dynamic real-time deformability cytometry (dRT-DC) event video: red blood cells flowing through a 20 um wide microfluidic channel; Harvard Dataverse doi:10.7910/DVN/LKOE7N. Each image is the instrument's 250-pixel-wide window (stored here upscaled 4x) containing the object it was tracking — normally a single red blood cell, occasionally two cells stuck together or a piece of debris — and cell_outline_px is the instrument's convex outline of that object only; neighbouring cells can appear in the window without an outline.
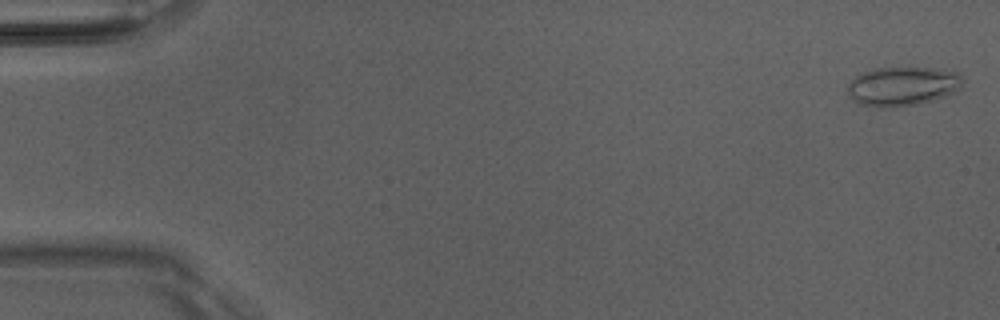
{"species": "Egyptian fruit bat (a non-hibernating species)", "species_latin": "Rousettus aegyptiacus", "temperature_condition": "room temperature", "stored_images_in_passage": 50, "camera_frame_rate_fps": 3000, "um_per_image_px": 0.085, "animal": {"sex": "male"}, "frame": {"image": 1, "passage_image": 1, "time_ms": 0.0, "image_size_px": [1000, 320], "cell_outline_px": [[960, 84], [956, 92], [932, 100], [916, 104], [892, 108], [876, 108], [860, 104], [852, 100], [848, 96], [848, 84], [856, 76], [864, 72], [876, 68], [940, 68], [960, 72]], "centroid_in_image_um": [76.68, 7.34], "position_along_channel_um": 8.3, "area_um2": 26.3}}
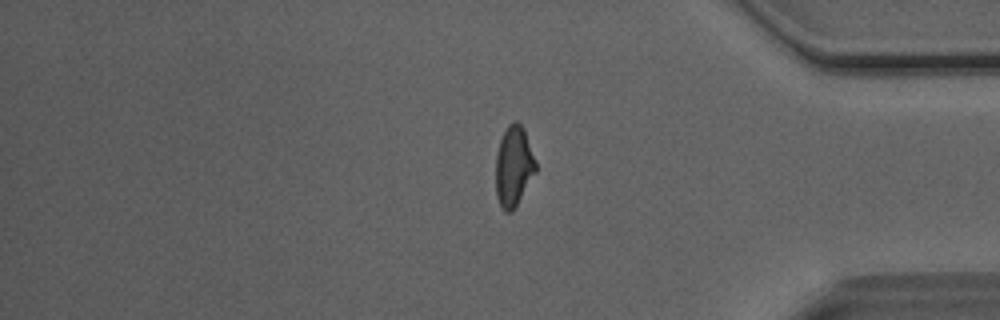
{"frame": {"image": 2, "passage_image": 42, "time_ms": 13.667, "image_size_px": [1000, 320], "cell_outline_px": [[536, 172], [512, 212], [504, 212], [496, 196], [496, 152], [500, 140], [508, 124], [512, 120], [516, 120], [524, 128], [536, 160]], "centroid_in_image_um": [43.66, 14.11], "position_along_channel_um": 391.5, "area_um2": 18.84}}
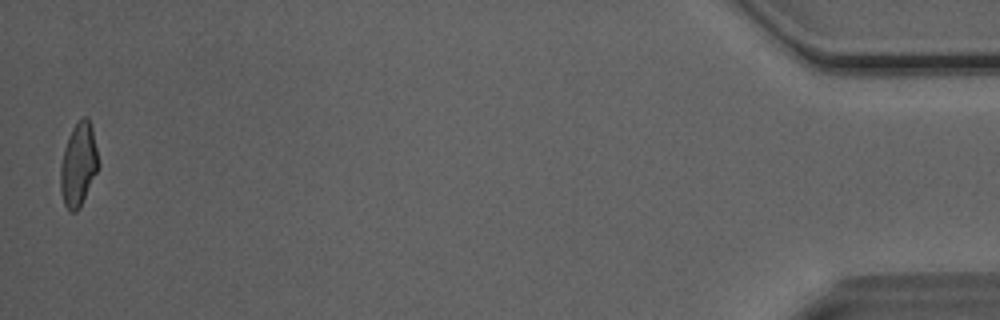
{"frame": {"image": 3, "passage_image": 50, "time_ms": 16.333, "image_size_px": [1000, 320], "cell_outline_px": [[100, 164], [80, 208], [76, 212], [68, 212], [64, 204], [60, 192], [60, 164], [64, 148], [72, 128], [84, 116], [88, 116], [92, 128]], "centroid_in_image_um": [6.66, 14.03], "position_along_channel_um": 428.5, "area_um2": 18.55}, "authors_computed_cell_mechanics": {"area_um2": 19.074, "velocity_mm_per_s": 4.0696, "shape_relaxation_time_tau1_ms": 7.3961, "shape_relaxation_time_tau2_ms": 1.4632, "deformation_change_tau1": 0.1844, "deformation_change_tau2": 0.0521}}